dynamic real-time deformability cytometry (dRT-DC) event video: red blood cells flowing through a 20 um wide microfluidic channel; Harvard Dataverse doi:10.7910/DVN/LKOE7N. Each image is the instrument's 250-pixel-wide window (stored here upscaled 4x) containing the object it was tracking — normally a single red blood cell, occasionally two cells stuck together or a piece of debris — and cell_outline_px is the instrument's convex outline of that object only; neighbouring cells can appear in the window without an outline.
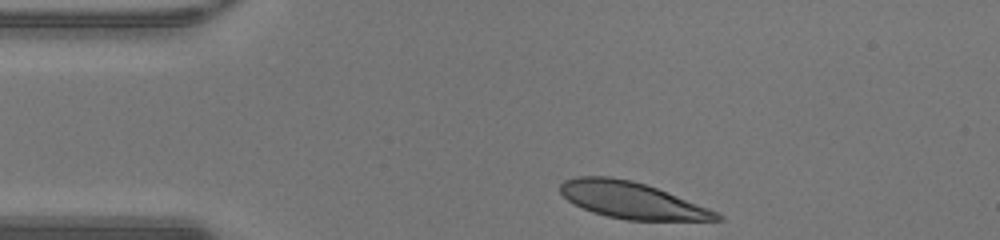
{"species": "human", "species_latin": "Homo sapiens", "temperature_condition": "warm", "stored_images_in_passage": 30, "camera_frame_rate_fps": 3000, "um_per_image_px": 0.085, "donor": {"sex": "male"}, "frame": {"image": 1, "passage_image": 1, "time_ms": 0.0, "image_size_px": [1000, 240], "cell_outline_px": [[724, 220], [628, 220], [608, 216], [592, 212], [568, 200], [560, 192], [560, 184], [564, 180], [576, 176], [612, 176], [632, 180], [656, 188], [708, 208], [724, 216]], "centroid_in_image_um": [53.68, 17.01], "position_along_channel_um": 31.3, "area_um2": 32.89}}
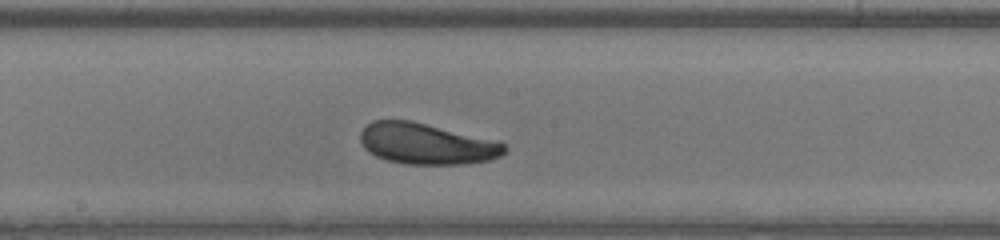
{"frame": {"image": 2, "passage_image": 17, "time_ms": 5.333, "image_size_px": [1000, 240], "cell_outline_px": [[508, 148], [500, 156], [488, 160], [464, 164], [404, 164], [388, 160], [376, 156], [364, 148], [360, 140], [360, 132], [372, 120], [412, 120], [500, 140]], "centroid_in_image_um": [36.29, 12.2], "position_along_channel_um": 211.9, "area_um2": 34.85}}
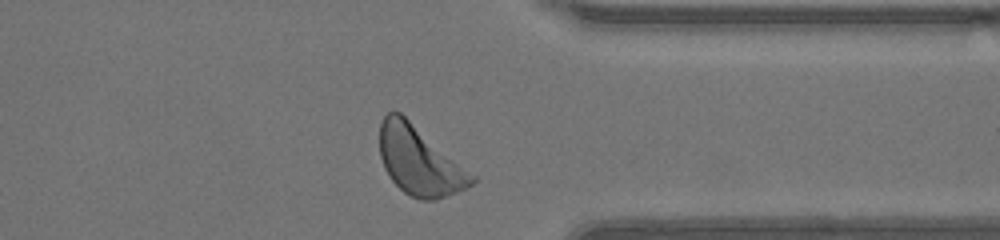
{"frame": {"image": 3, "passage_image": 29, "time_ms": 9.333, "image_size_px": [1000, 240], "cell_outline_px": [[476, 180], [472, 184], [448, 196], [436, 200], [420, 200], [408, 196], [392, 180], [384, 168], [380, 156], [380, 124], [384, 116], [388, 112], [400, 112], [476, 176]], "centroid_in_image_um": [35.65, 13.69], "position_along_channel_um": 375.8, "area_um2": 36.59}, "authors_computed_cell_mechanics": {"area_um2": 34.7956, "velocity_mm_per_s": 4.2814, "shape_relaxation_time_tau1_ms": 1.4738, "shape_relaxation_time_tau2_ms": 10.8906, "deformation_change_tau1": 0.1187, "deformation_change_tau2": 0.2246}}